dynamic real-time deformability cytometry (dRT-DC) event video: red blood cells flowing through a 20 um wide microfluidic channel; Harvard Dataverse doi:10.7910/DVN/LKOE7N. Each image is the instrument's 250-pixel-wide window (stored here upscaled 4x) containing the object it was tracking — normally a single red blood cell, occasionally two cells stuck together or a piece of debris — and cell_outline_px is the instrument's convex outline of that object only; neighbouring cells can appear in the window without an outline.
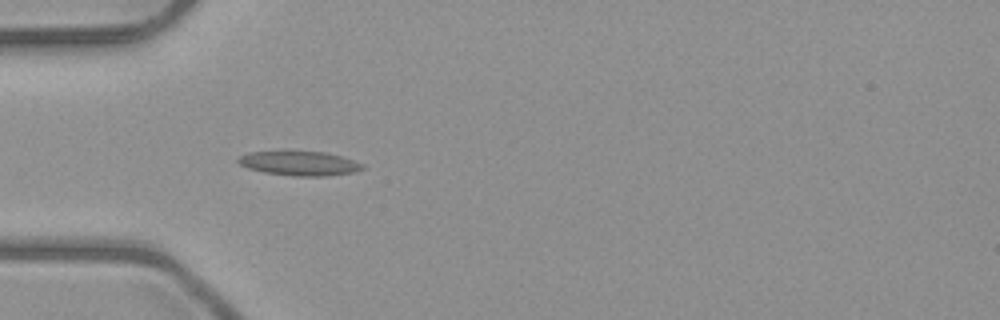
{"species": "common noctule bat (a hibernating species)", "species_latin": "Nyctalus noctula", "temperature_condition": "room temperature", "stored_images_in_passage": 6, "camera_frame_rate_fps": 3000, "um_per_image_px": 0.085, "animal": {"sex": "male", "body_mass_g": 23.1, "forearm_length_mm": 52.7}, "frame": {"image": 1, "passage_image": 5, "time_ms": 4.667, "image_size_px": [1000, 320], "cell_outline_px": [[364, 168], [352, 172], [324, 176], [292, 176], [264, 172], [248, 168], [240, 164], [236, 160], [240, 156], [248, 152], [284, 148], [324, 152], [340, 156], [364, 164]], "centroid_in_image_um": [25.36, 13.83], "position_along_channel_um": 59.6, "area_um2": 18.38}}
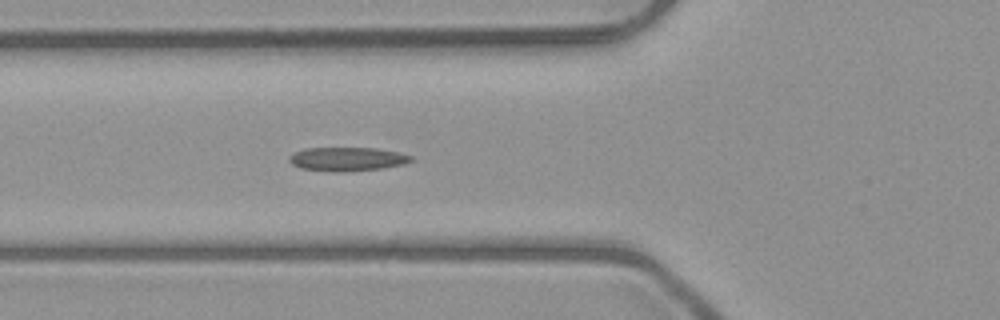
{"frame": {"image": 2, "passage_image": 6, "time_ms": 5.667, "image_size_px": [1000, 320], "cell_outline_px": [[412, 160], [404, 164], [384, 168], [340, 172], [332, 172], [300, 168], [292, 164], [288, 160], [288, 156], [296, 152], [308, 148], [376, 148], [400, 152], [412, 156]], "centroid_in_image_um": [29.52, 13.52], "position_along_channel_um": 96.3, "area_um2": 16.94}}